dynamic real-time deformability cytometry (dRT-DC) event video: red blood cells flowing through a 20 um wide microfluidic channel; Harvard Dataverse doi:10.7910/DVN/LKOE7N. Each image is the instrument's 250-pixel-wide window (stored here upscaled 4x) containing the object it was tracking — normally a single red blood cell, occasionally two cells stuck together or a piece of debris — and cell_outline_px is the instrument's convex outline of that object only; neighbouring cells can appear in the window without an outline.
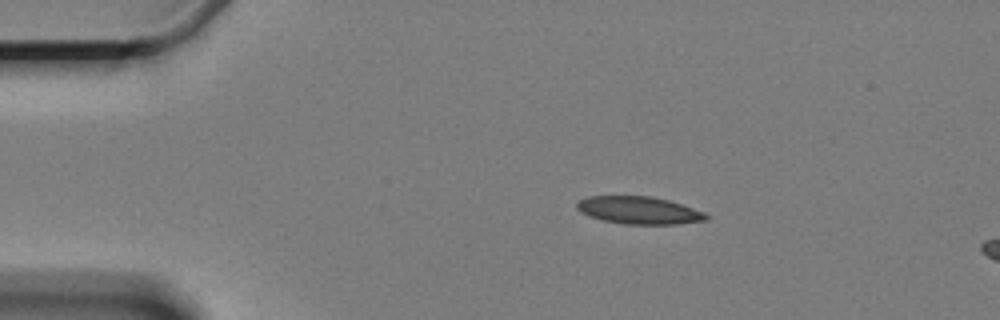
{"species": "Egyptian fruit bat (a non-hibernating species)", "species_latin": "Rousettus aegyptiacus", "temperature_condition": "cold", "stored_images_in_passage": 2, "camera_frame_rate_fps": 3000, "um_per_image_px": 0.085, "animal": {"sex": "female"}, "frame": {"image": 1, "passage_image": 1, "time_ms": 0.0, "image_size_px": [1000, 320], "cell_outline_px": [[712, 216], [708, 220], [676, 224], [624, 224], [604, 220], [588, 216], [580, 212], [576, 208], [576, 204], [580, 200], [588, 196], [652, 196], [668, 200], [704, 212]], "centroid_in_image_um": [54.32, 17.88], "position_along_channel_um": 30.7, "area_um2": 20.75}}